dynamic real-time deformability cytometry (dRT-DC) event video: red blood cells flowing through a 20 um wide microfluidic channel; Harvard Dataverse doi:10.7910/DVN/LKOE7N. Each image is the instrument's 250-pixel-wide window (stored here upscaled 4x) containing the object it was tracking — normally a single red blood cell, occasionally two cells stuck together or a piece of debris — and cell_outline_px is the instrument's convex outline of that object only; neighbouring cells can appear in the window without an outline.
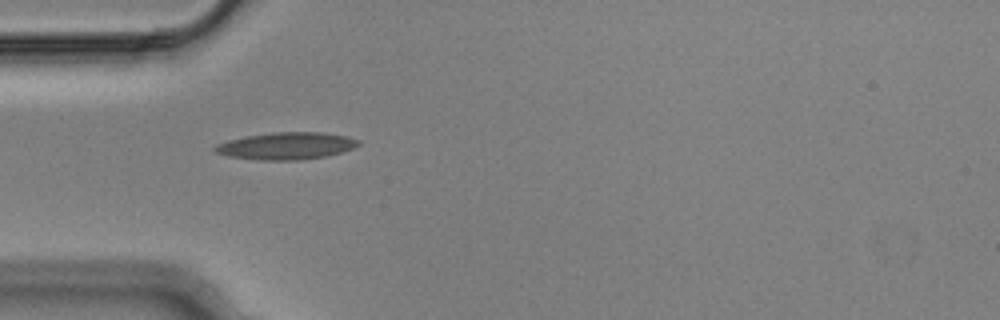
{"species": "Egyptian fruit bat (a non-hibernating species)", "species_latin": "Rousettus aegyptiacus", "temperature_condition": "cold", "stored_images_in_passage": 2, "camera_frame_rate_fps": 3000, "um_per_image_px": 0.085, "animal": {"sex": "male"}, "frame": {"image": 1, "passage_image": 1, "time_ms": 0.0, "image_size_px": [1000, 320], "cell_outline_px": [[360, 144], [352, 148], [340, 152], [324, 156], [296, 160], [260, 160], [228, 156], [216, 152], [212, 148], [216, 144], [228, 140], [244, 136], [272, 132], [324, 132], [348, 136], [360, 140]], "centroid_in_image_um": [24.32, 12.38], "position_along_channel_um": 60.7, "area_um2": 22.66}}